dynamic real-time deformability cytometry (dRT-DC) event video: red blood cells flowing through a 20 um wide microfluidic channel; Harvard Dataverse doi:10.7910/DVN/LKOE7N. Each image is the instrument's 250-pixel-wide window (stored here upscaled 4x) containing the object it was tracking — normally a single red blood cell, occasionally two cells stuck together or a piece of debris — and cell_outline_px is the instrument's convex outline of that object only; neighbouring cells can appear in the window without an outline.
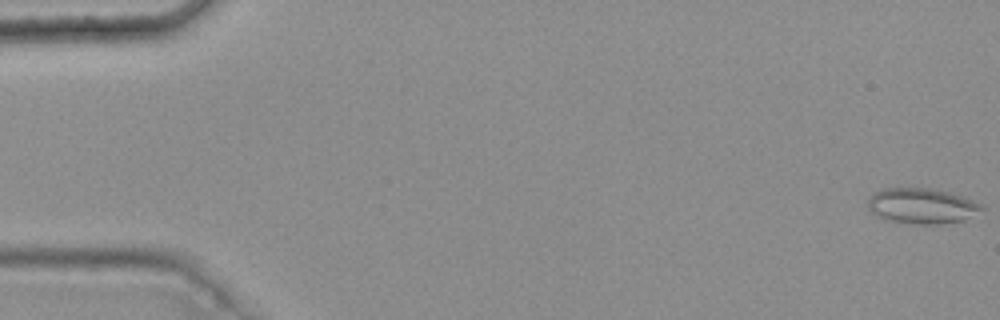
{"species": "common noctule bat (a hibernating species)", "species_latin": "Nyctalus noctula", "temperature_condition": "warm", "stored_images_in_passage": 48, "camera_frame_rate_fps": 3000, "um_per_image_px": 0.085, "animal": {"sex": "female", "body_mass_g": 25.1}, "frame": {"image": 1, "passage_image": 1, "time_ms": 0.0, "image_size_px": [1000, 320], "cell_outline_px": [[984, 208], [964, 220], [936, 224], [920, 224], [888, 220], [876, 216], [868, 208], [868, 200], [872, 192], [884, 188], [932, 188], [964, 196], [984, 204]], "centroid_in_image_um": [78.35, 17.48], "position_along_channel_um": 6.6, "area_um2": 23.58}}
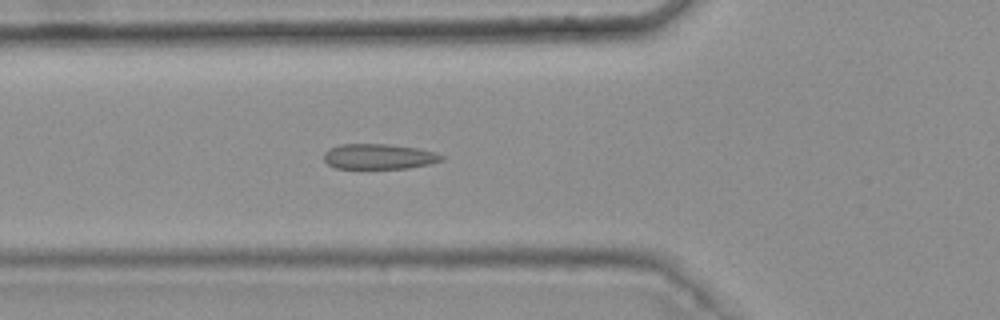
{"frame": {"image": 2, "passage_image": 20, "time_ms": 6.333, "image_size_px": [1000, 320], "cell_outline_px": [[444, 160], [428, 164], [408, 168], [336, 168], [328, 164], [324, 160], [324, 152], [328, 148], [340, 144], [388, 144], [416, 148], [436, 152], [444, 156]], "centroid_in_image_um": [32.19, 13.3], "position_along_channel_um": 93.6, "area_um2": 17.34}}
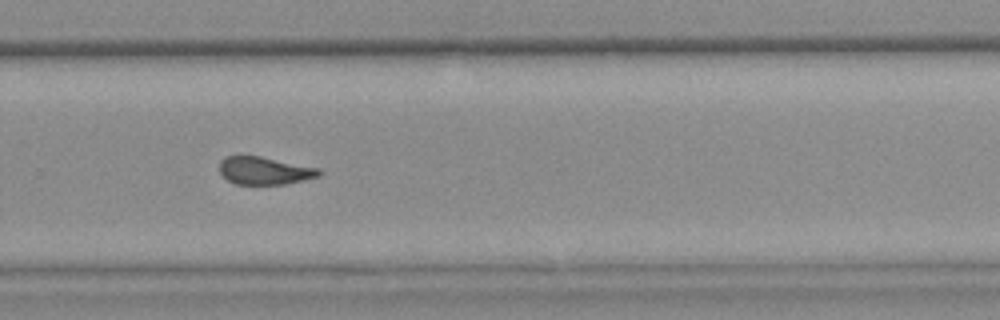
{"frame": {"image": 3, "passage_image": 37, "time_ms": 12.0, "image_size_px": [1000, 320], "cell_outline_px": [[320, 176], [284, 184], [236, 184], [228, 180], [220, 172], [220, 160], [224, 156], [240, 152], [320, 168]], "centroid_in_image_um": [22.42, 14.46], "position_along_channel_um": 307.4, "area_um2": 16.47}, "authors_computed_cell_mechanics": {"area_um2": 17.3978, "velocity_mm_per_s": 3.7749, "shape_relaxation_time_tau1_ms": null, "shape_relaxation_time_tau2_ms": 1.4737, "deformation_change_tau1": null, "deformation_change_tau2": 0.0884}}